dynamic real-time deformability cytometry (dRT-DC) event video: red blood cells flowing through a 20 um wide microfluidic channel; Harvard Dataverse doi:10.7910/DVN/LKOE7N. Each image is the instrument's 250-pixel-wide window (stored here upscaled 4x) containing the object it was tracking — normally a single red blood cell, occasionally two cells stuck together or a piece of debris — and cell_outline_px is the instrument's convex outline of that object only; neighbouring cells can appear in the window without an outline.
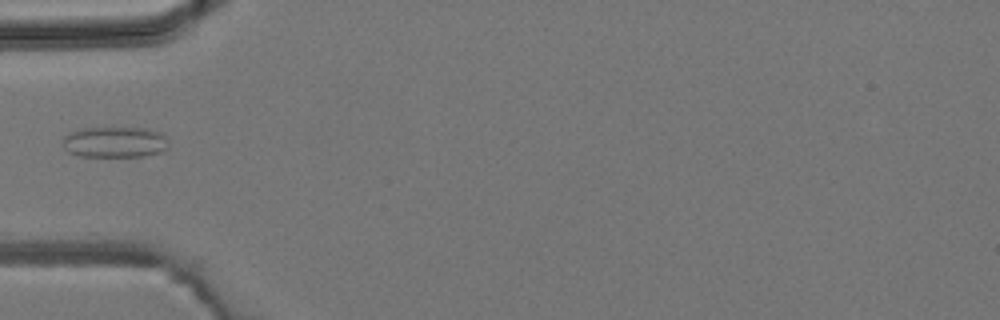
{"species": "common noctule bat (a hibernating species)", "species_latin": "Nyctalus noctula", "temperature_condition": "room temperature", "stored_images_in_passage": 2, "camera_frame_rate_fps": 3000, "um_per_image_px": 0.085, "animal": {"sex": "male", "body_mass_g": 19.2, "forearm_length_mm": 51.8}, "frame": {"image": 1, "passage_image": 1, "time_ms": 0.0, "image_size_px": [1000, 320], "cell_outline_px": [[168, 148], [160, 152], [144, 156], [80, 156], [68, 152], [64, 148], [64, 136], [68, 132], [80, 128], [148, 128], [160, 132], [164, 136]], "centroid_in_image_um": [9.73, 12.07], "position_along_channel_um": 75.3, "area_um2": 19.02}}
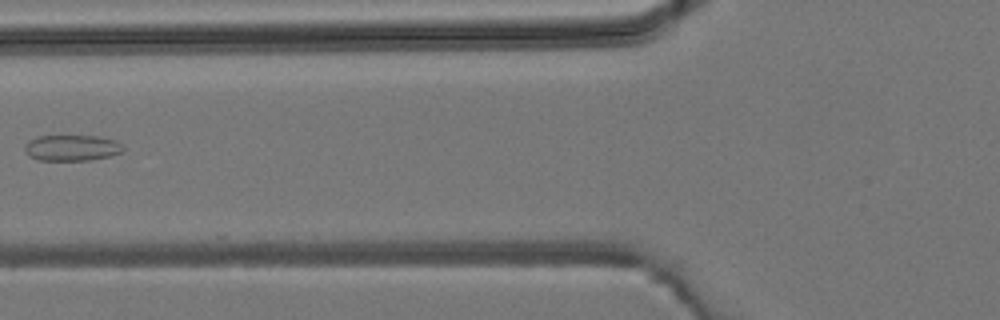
{"frame": {"image": 2, "passage_image": 2, "time_ms": 1.0, "image_size_px": [1000, 320], "cell_outline_px": [[124, 152], [108, 156], [88, 160], [40, 160], [28, 156], [24, 152], [24, 144], [28, 140], [36, 136], [100, 136], [116, 140], [124, 148]], "centroid_in_image_um": [6.07, 12.56], "position_along_channel_um": 119.7, "area_um2": 15.03}}